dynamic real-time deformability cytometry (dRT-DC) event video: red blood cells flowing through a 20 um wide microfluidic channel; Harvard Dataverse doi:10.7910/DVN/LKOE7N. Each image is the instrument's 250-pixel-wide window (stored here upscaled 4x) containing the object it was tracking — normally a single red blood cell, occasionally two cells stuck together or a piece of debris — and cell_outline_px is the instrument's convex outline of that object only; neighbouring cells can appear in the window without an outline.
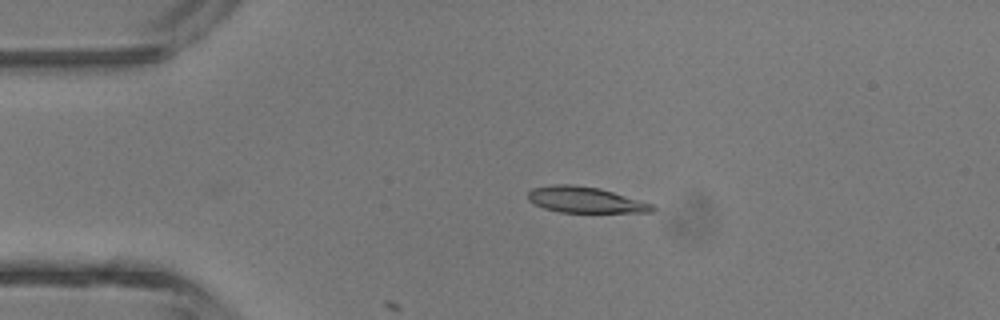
{"species": "common noctule bat (a hibernating species)", "species_latin": "Nyctalus noctula", "temperature_condition": "room temperature", "stored_images_in_passage": 5, "camera_frame_rate_fps": 3000, "um_per_image_px": 0.085, "animal": {"sex": "male", "body_mass_g": 13.3}, "frame": {"image": 1, "passage_image": 2, "time_ms": 2.0, "image_size_px": [1000, 320], "cell_outline_px": [[656, 208], [652, 212], [560, 212], [544, 208], [528, 200], [528, 192], [532, 188], [552, 184], [572, 184], [600, 188], [640, 200], [652, 204]], "centroid_in_image_um": [49.73, 16.98], "position_along_channel_um": 35.3, "area_um2": 18.73}}
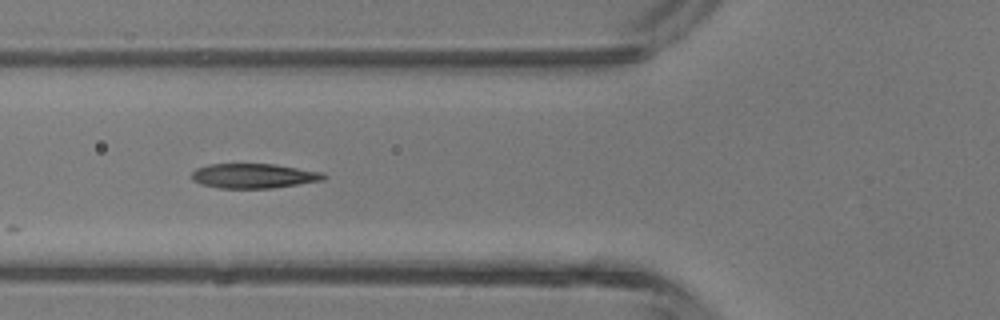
{"frame": {"image": 2, "passage_image": 4, "time_ms": 4.333, "image_size_px": [1000, 320], "cell_outline_px": [[328, 176], [324, 180], [272, 188], [220, 188], [200, 184], [192, 180], [192, 172], [196, 168], [208, 164], [276, 164], [324, 172]], "centroid_in_image_um": [21.59, 14.94], "position_along_channel_um": 104.2, "area_um2": 19.13}}